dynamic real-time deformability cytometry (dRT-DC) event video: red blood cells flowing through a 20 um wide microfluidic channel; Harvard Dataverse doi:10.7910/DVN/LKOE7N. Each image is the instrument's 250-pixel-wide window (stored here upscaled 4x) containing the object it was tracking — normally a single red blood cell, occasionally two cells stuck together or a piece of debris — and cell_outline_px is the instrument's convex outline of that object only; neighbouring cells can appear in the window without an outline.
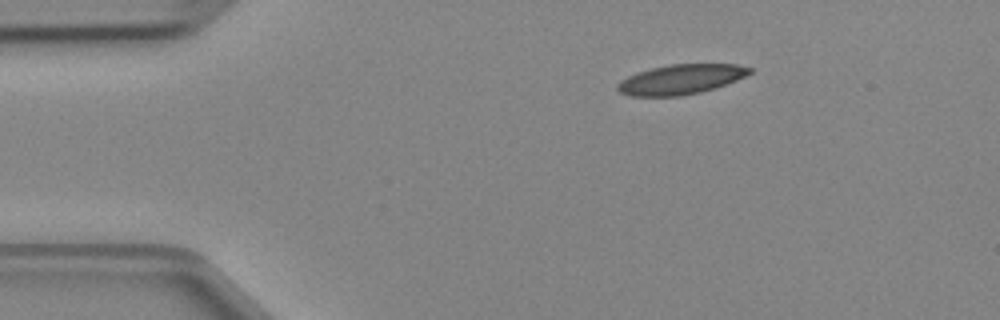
{"species": "Egyptian fruit bat (a non-hibernating species)", "species_latin": "Rousettus aegyptiacus", "temperature_condition": "cold", "stored_images_in_passage": 3, "camera_frame_rate_fps": 3000, "um_per_image_px": 0.085, "animal": {"sex": "female"}, "frame": {"image": 1, "passage_image": 1, "time_ms": 0.0, "image_size_px": [1000, 320], "cell_outline_px": [[752, 72], [736, 80], [716, 88], [700, 92], [680, 96], [632, 96], [620, 92], [616, 88], [616, 84], [620, 80], [636, 72], [668, 64], [736, 64], [752, 68]], "centroid_in_image_um": [57.85, 6.74], "position_along_channel_um": 27.2, "area_um2": 23.0}}
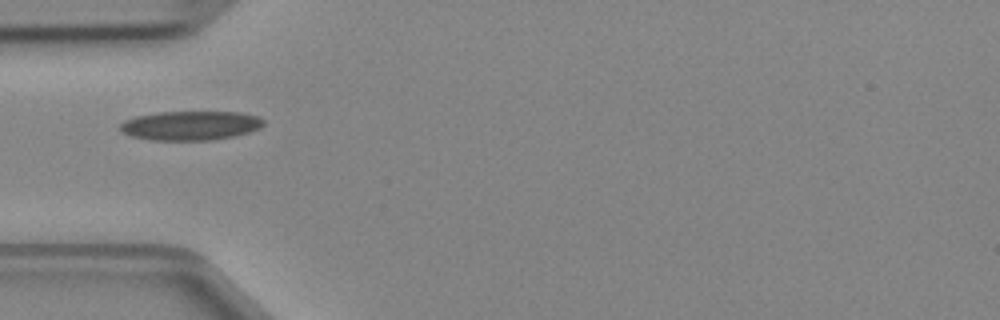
{"frame": {"image": 2, "passage_image": 3, "time_ms": 0.667, "image_size_px": [1000, 320], "cell_outline_px": [[264, 124], [260, 128], [248, 132], [232, 136], [212, 140], [152, 140], [132, 136], [124, 132], [120, 128], [120, 124], [124, 120], [136, 116], [156, 112], [240, 112], [260, 116], [264, 120]], "centroid_in_image_um": [16.21, 10.66], "position_along_channel_um": 68.8, "area_um2": 24.39}}